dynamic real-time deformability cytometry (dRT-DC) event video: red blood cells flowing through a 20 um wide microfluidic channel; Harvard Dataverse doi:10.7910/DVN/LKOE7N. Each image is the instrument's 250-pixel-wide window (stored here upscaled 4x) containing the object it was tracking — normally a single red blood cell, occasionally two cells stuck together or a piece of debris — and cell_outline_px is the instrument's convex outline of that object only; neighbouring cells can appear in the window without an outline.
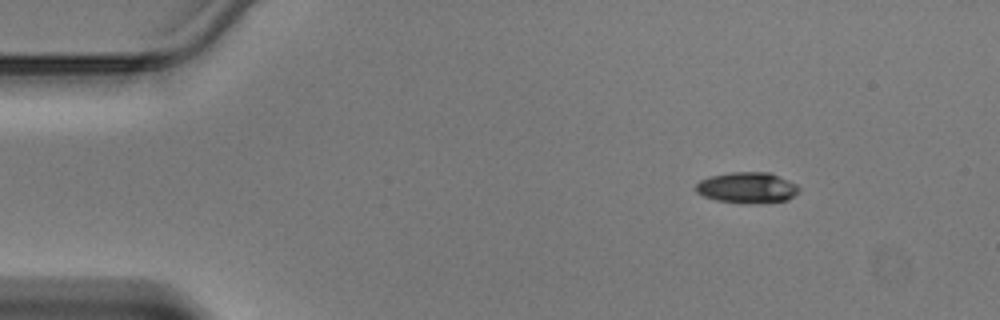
{"species": "Egyptian fruit bat (a non-hibernating species)", "species_latin": "Rousettus aegyptiacus", "temperature_condition": "warm", "stored_images_in_passage": 41, "camera_frame_rate_fps": 3000, "um_per_image_px": 0.085, "animal": {"sex": "male"}, "frame": {"image": 1, "passage_image": 1, "time_ms": 0.0, "image_size_px": [1000, 320], "cell_outline_px": [[800, 188], [788, 200], [744, 204], [716, 200], [704, 196], [696, 192], [696, 184], [700, 180], [708, 176], [732, 172], [768, 172], [788, 180], [796, 184]], "centroid_in_image_um": [63.47, 15.95], "position_along_channel_um": 21.5, "area_um2": 18.5}}
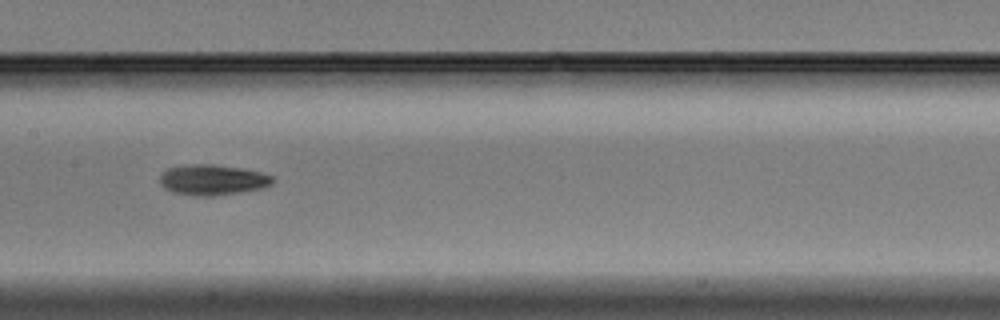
{"frame": {"image": 2, "passage_image": 18, "time_ms": 5.667, "image_size_px": [1000, 320], "cell_outline_px": [[276, 180], [272, 184], [264, 188], [240, 192], [212, 196], [192, 196], [176, 192], [164, 188], [160, 184], [160, 176], [168, 168], [192, 164], [212, 164], [244, 168], [260, 172], [272, 176]], "centroid_in_image_um": [18.11, 15.29], "position_along_channel_um": 189.3, "area_um2": 20.11}}
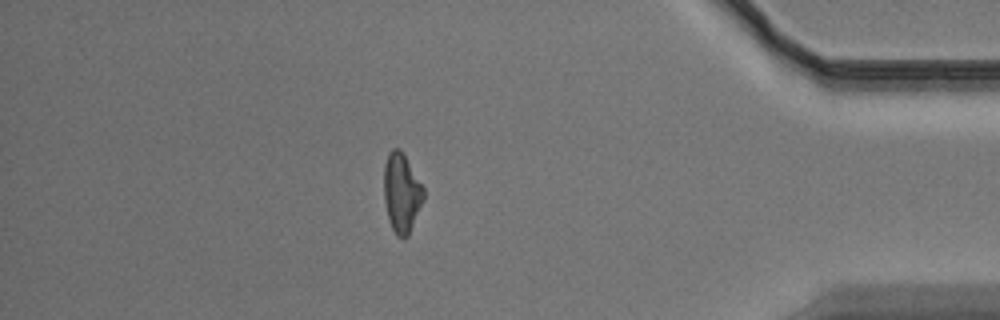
{"frame": {"image": 3, "passage_image": 35, "time_ms": 11.333, "image_size_px": [1000, 320], "cell_outline_px": [[424, 200], [408, 236], [404, 240], [396, 236], [388, 220], [384, 200], [384, 164], [388, 152], [392, 148], [400, 148], [424, 188]], "centroid_in_image_um": [34.13, 16.41], "position_along_channel_um": 401.1, "area_um2": 18.5}}